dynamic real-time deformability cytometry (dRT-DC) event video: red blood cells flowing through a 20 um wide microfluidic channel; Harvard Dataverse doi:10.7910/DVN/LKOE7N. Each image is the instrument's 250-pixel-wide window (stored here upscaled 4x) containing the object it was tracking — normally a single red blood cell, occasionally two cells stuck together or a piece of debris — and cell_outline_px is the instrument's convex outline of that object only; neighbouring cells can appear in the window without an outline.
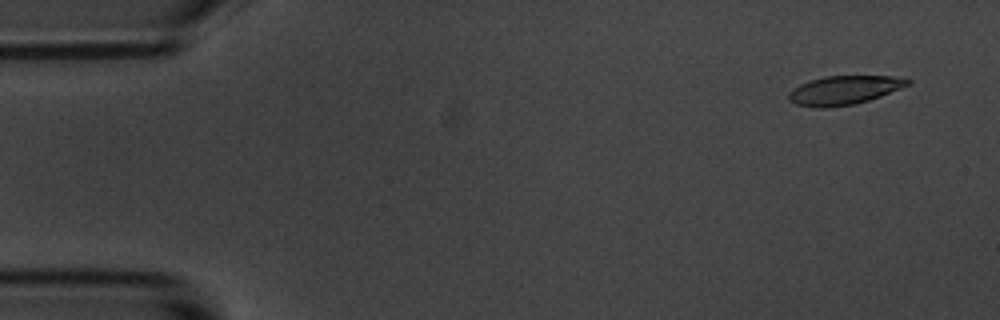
{"species": "common noctule bat (a hibernating species)", "species_latin": "Nyctalus noctula", "temperature_condition": "room temperature", "stored_images_in_passage": 4, "camera_frame_rate_fps": 3000, "um_per_image_px": 0.085, "animal": {"sex": "male", "body_mass_g": 20.1, "forearm_length_mm": 53.5}, "frame": {"image": 1, "passage_image": 1, "time_ms": 0.0, "image_size_px": [1000, 320], "cell_outline_px": [[912, 84], [880, 96], [868, 100], [852, 104], [824, 108], [820, 108], [796, 104], [788, 100], [788, 92], [792, 88], [800, 84], [824, 76], [892, 76], [912, 80]], "centroid_in_image_um": [71.74, 7.66], "position_along_channel_um": 13.3, "area_um2": 19.88}}
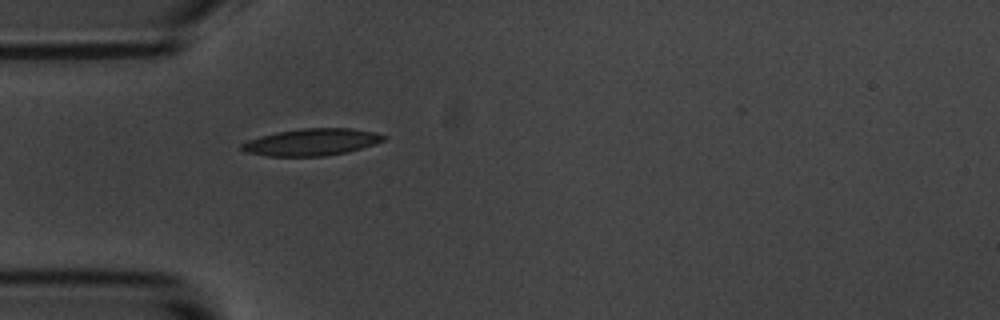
{"frame": {"image": 2, "passage_image": 4, "time_ms": 4.333, "image_size_px": [1000, 320], "cell_outline_px": [[388, 136], [384, 140], [376, 144], [348, 152], [324, 156], [268, 156], [244, 152], [240, 148], [240, 144], [248, 140], [260, 136], [276, 132], [300, 128], [352, 128], [376, 132]], "centroid_in_image_um": [26.5, 12.07], "position_along_channel_um": 58.5, "area_um2": 22.54}}